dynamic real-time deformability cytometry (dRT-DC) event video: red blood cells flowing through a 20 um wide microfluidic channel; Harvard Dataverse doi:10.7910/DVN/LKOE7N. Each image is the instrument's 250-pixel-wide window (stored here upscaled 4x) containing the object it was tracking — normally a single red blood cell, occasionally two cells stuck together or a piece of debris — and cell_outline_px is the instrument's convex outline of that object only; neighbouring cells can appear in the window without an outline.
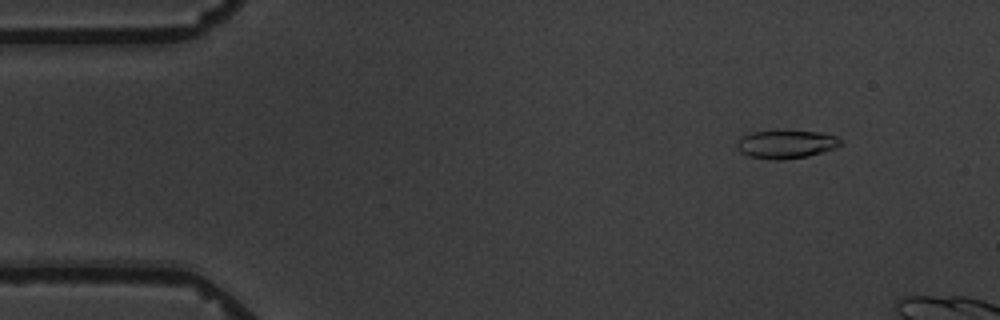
{"species": "common noctule bat (a hibernating species)", "species_latin": "Nyctalus noctula", "temperature_condition": "warm", "stored_images_in_passage": 4, "camera_frame_rate_fps": 3000, "um_per_image_px": 0.085, "animal": {"sex": "male", "body_mass_g": 19.5, "forearm_length_mm": 54.6}, "frame": {"image": 1, "passage_image": 1, "time_ms": 0.0, "image_size_px": [1000, 320], "cell_outline_px": [[844, 144], [836, 148], [808, 156], [780, 160], [776, 160], [748, 156], [740, 152], [736, 144], [740, 136], [752, 132], [820, 132], [836, 136]], "centroid_in_image_um": [66.82, 12.28], "position_along_channel_um": 18.2, "area_um2": 16.82}}